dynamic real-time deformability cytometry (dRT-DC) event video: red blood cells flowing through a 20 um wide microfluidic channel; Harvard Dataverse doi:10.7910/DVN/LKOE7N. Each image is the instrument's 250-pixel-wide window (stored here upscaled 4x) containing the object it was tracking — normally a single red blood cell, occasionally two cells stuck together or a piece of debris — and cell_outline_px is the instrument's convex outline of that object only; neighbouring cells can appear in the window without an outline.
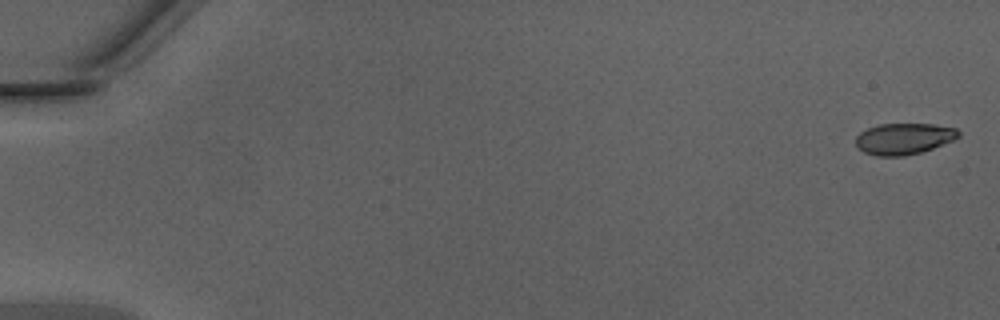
{"species": "Egyptian fruit bat (a non-hibernating species)", "species_latin": "Rousettus aegyptiacus", "temperature_condition": "warm", "stored_images_in_passage": 48, "camera_frame_rate_fps": 3000, "um_per_image_px": 0.085, "animal": {"sex": "male"}, "frame": {"image": 1, "passage_image": 1, "time_ms": 0.0, "image_size_px": [1000, 320], "cell_outline_px": [[960, 136], [952, 140], [932, 148], [920, 152], [904, 156], [876, 156], [864, 152], [856, 144], [856, 136], [860, 132], [868, 128], [880, 124], [936, 124], [956, 128], [960, 132]], "centroid_in_image_um": [76.83, 11.78], "position_along_channel_um": 8.2, "area_um2": 18.61}}
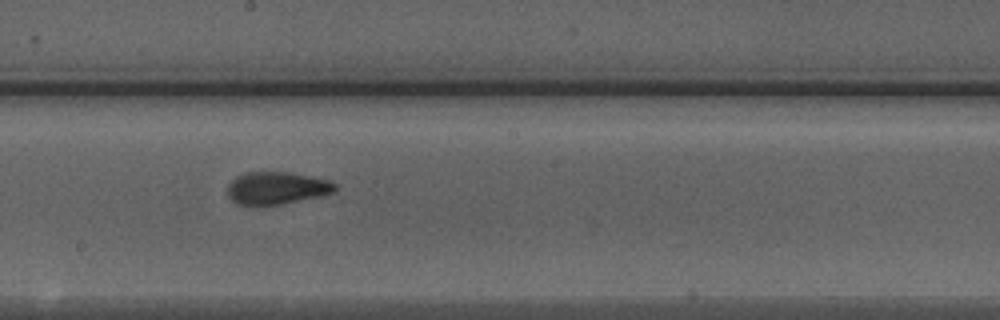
{"frame": {"image": 2, "passage_image": 28, "time_ms": 9.0, "image_size_px": [1000, 320], "cell_outline_px": [[336, 192], [324, 196], [284, 204], [256, 208], [252, 208], [236, 204], [228, 196], [228, 184], [236, 176], [244, 172], [288, 172], [328, 180], [336, 184]], "centroid_in_image_um": [23.49, 16.04], "position_along_channel_um": 224.7, "area_um2": 21.15}}
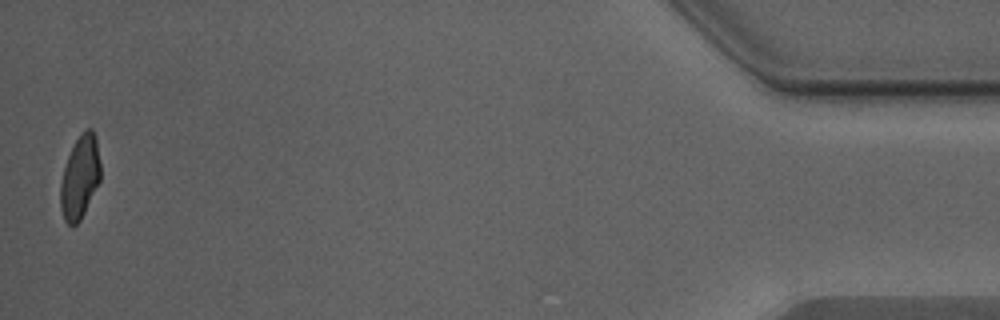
{"frame": {"image": 3, "passage_image": 48, "time_ms": 15.667, "image_size_px": [1000, 320], "cell_outline_px": [[100, 180], [80, 220], [72, 228], [64, 220], [60, 208], [60, 184], [64, 168], [68, 156], [76, 140], [84, 128], [92, 128], [96, 136], [100, 164]], "centroid_in_image_um": [6.79, 15.06], "position_along_channel_um": 428.4, "area_um2": 19.36}, "authors_computed_cell_mechanics": {"area_um2": 20.0855, "velocity_mm_per_s": 4.3541, "shape_relaxation_time_tau1_ms": 3.7274, "shape_relaxation_time_tau2_ms": 1.1859, "deformation_change_tau1": 0.1651, "deformation_change_tau2": 0.0821}}